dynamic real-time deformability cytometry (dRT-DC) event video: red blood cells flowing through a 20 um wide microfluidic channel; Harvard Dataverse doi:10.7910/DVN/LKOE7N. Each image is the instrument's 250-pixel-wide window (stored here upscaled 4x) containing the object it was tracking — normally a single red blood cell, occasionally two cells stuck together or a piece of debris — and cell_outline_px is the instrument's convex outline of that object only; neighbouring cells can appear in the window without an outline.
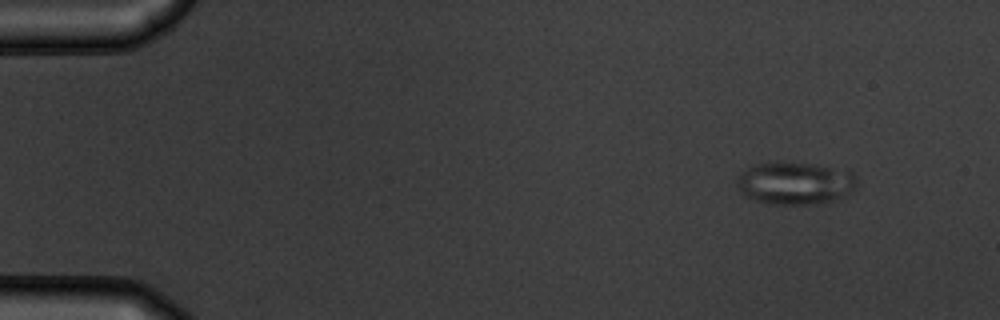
{"species": "common noctule bat (a hibernating species)", "species_latin": "Nyctalus noctula", "temperature_condition": "warm", "stored_images_in_passage": 11, "camera_frame_rate_fps": 3000, "um_per_image_px": 0.085, "animal": {"sex": "male", "body_mass_g": 19.5, "forearm_length_mm": 54.6}, "frame": {"image": 1, "passage_image": 1, "time_ms": 0.0, "image_size_px": [1000, 320], "cell_outline_px": [[856, 184], [844, 196], [832, 200], [816, 204], [772, 204], [756, 200], [740, 192], [736, 184], [736, 176], [748, 168], [756, 164], [812, 164], [848, 168], [856, 176]], "centroid_in_image_um": [67.61, 15.57], "position_along_channel_um": 17.4, "area_um2": 29.3}}